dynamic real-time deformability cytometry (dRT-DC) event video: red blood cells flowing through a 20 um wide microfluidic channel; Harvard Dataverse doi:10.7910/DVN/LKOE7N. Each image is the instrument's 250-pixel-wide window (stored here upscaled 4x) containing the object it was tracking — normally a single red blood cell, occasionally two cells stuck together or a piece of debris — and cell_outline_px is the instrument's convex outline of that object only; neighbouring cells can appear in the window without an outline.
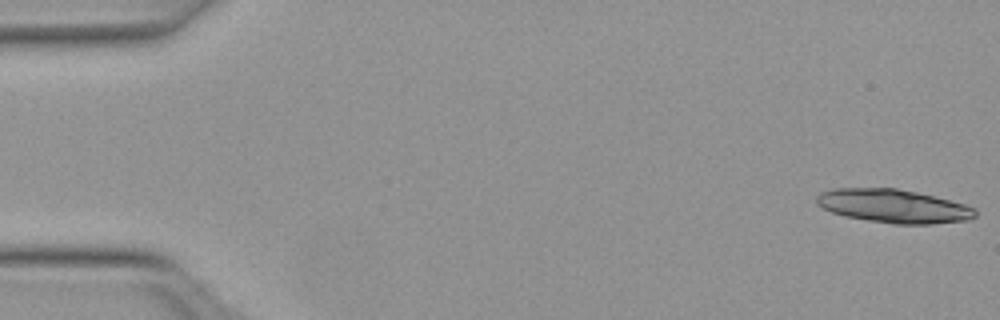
{"species": "Egyptian fruit bat (a non-hibernating species)", "species_latin": "Rousettus aegyptiacus", "temperature_condition": "warm", "stored_images_in_passage": 23, "camera_frame_rate_fps": 3000, "um_per_image_px": 0.085, "animal": {"sex": "female"}, "frame": {"image": 1, "passage_image": 1, "time_ms": 0.0, "image_size_px": [1000, 320], "cell_outline_px": [[976, 216], [968, 220], [932, 224], [892, 224], [868, 220], [848, 216], [832, 212], [816, 204], [816, 196], [820, 192], [832, 188], [896, 188], [916, 192], [964, 204], [976, 208]], "centroid_in_image_um": [75.94, 17.51], "position_along_channel_um": 9.1, "area_um2": 30.87}}